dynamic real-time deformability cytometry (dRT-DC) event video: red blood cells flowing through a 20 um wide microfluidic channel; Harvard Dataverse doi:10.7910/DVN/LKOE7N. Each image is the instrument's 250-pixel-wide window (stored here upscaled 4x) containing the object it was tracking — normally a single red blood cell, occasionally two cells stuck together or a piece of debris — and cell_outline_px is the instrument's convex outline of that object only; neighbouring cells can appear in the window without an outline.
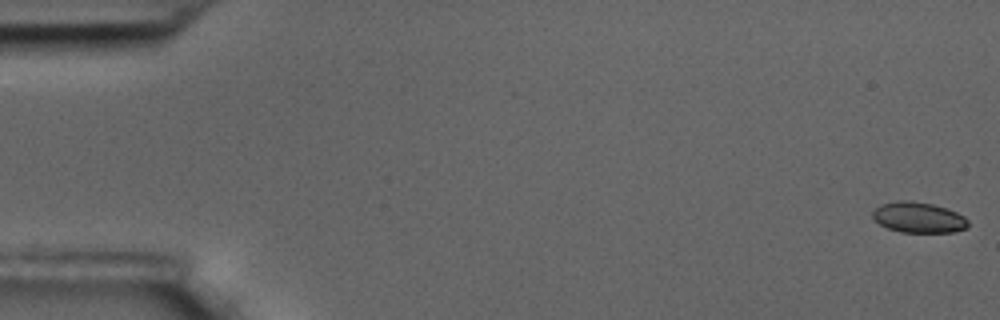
{"species": "common noctule bat (a hibernating species)", "species_latin": "Nyctalus noctula", "temperature_condition": "room temperature", "stored_images_in_passage": 59, "camera_frame_rate_fps": 3000, "um_per_image_px": 0.085, "animal": {"sex": "male", "body_mass_g": 17.5, "forearm_length_mm": 52.3}, "frame": {"image": 1, "passage_image": 1, "time_ms": 0.0, "image_size_px": [1000, 320], "cell_outline_px": [[968, 228], [952, 232], [900, 232], [888, 228], [880, 224], [872, 216], [872, 212], [880, 204], [896, 200], [908, 200], [932, 204], [956, 212], [964, 216], [968, 220]], "centroid_in_image_um": [78.07, 18.48], "position_along_channel_um": 6.9, "area_um2": 16.99}}
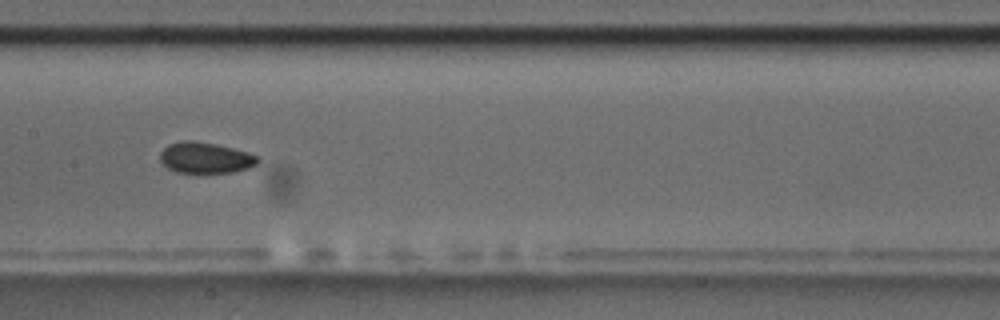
{"frame": {"image": 2, "passage_image": 30, "time_ms": 9.667, "image_size_px": [1000, 320], "cell_outline_px": [[260, 160], [256, 164], [248, 168], [232, 172], [176, 172], [168, 168], [160, 160], [160, 152], [168, 144], [180, 140], [192, 140], [216, 144], [248, 152], [256, 156]], "centroid_in_image_um": [17.43, 13.39], "position_along_channel_um": 190.0, "area_um2": 17.51}}
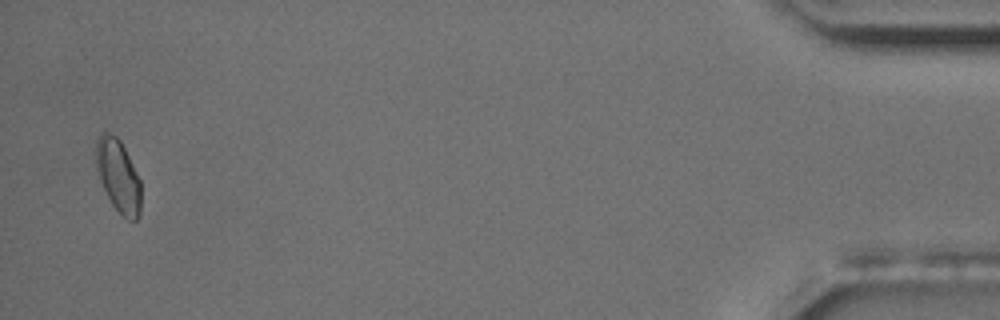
{"frame": {"image": 3, "passage_image": 58, "time_ms": 19.0, "image_size_px": [1000, 320], "cell_outline_px": [[140, 212], [136, 220], [128, 220], [112, 204], [100, 180], [96, 168], [96, 140], [100, 132], [108, 132], [116, 136], [120, 140], [140, 180]], "centroid_in_image_um": [10.03, 14.91], "position_along_channel_um": 425.2, "area_um2": 18.73}, "authors_computed_cell_mechanics": {"area_um2": 17.5712, "velocity_mm_per_s": 3.4337, "shape_relaxation_time_tau1_ms": 3.8733, "shape_relaxation_time_tau2_ms": 5.1768, "deformation_change_tau1": 0.0674, "deformation_change_tau2": 0.0678}}